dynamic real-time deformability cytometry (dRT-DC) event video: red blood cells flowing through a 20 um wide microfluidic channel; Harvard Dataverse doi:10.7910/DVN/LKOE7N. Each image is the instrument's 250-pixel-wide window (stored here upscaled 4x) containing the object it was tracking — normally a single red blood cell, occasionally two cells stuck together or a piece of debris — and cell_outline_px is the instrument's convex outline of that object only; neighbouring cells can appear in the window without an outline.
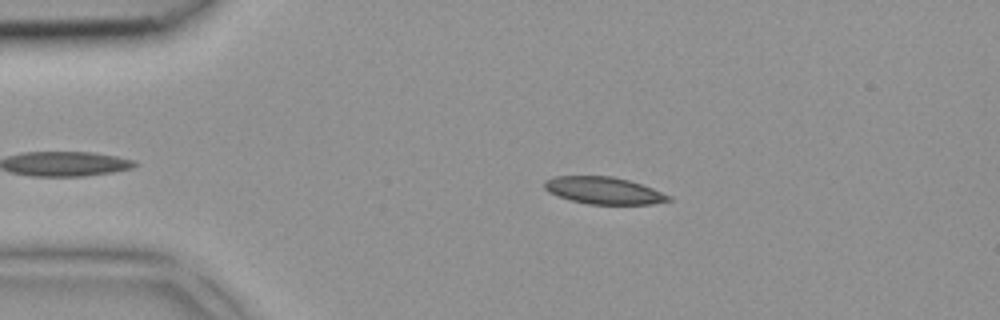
{"species": "common noctule bat (a hibernating species)", "species_latin": "Nyctalus noctula", "temperature_condition": "room temperature", "stored_images_in_passage": 3, "camera_frame_rate_fps": 3000, "um_per_image_px": 0.085, "animal": {"sex": "female", "body_mass_g": 18.4}, "frame": {"image": 1, "passage_image": 2, "time_ms": 0.333, "image_size_px": [1000, 320], "cell_outline_px": [[672, 200], [652, 204], [588, 204], [572, 200], [548, 192], [544, 188], [544, 180], [556, 176], [612, 176], [628, 180], [652, 188], [672, 196]], "centroid_in_image_um": [51.32, 16.19], "position_along_channel_um": 33.7, "area_um2": 19.48}}